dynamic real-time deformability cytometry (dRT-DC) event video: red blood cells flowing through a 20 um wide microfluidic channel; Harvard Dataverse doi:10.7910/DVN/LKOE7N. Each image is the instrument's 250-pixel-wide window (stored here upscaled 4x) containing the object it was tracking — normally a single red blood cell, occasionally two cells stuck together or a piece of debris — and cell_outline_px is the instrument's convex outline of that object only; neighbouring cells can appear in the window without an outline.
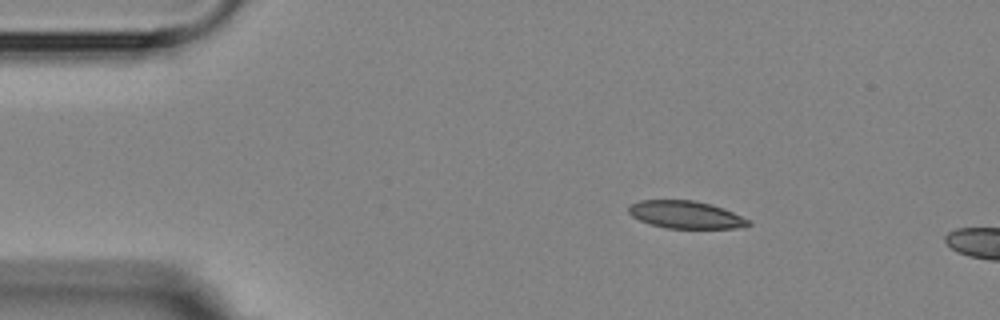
{"species": "Egyptian fruit bat (a non-hibernating species)", "species_latin": "Rousettus aegyptiacus", "temperature_condition": "room temperature", "stored_images_in_passage": 2, "camera_frame_rate_fps": 3000, "um_per_image_px": 0.085, "animal": {"sex": "female"}, "frame": {"image": 1, "passage_image": 1, "time_ms": 0.0, "image_size_px": [1000, 320], "cell_outline_px": [[752, 224], [736, 228], [668, 228], [652, 224], [640, 220], [632, 216], [628, 212], [628, 204], [640, 200], [692, 200], [712, 204], [724, 208], [752, 220]], "centroid_in_image_um": [58.31, 18.24], "position_along_channel_um": 26.7, "area_um2": 19.31}}